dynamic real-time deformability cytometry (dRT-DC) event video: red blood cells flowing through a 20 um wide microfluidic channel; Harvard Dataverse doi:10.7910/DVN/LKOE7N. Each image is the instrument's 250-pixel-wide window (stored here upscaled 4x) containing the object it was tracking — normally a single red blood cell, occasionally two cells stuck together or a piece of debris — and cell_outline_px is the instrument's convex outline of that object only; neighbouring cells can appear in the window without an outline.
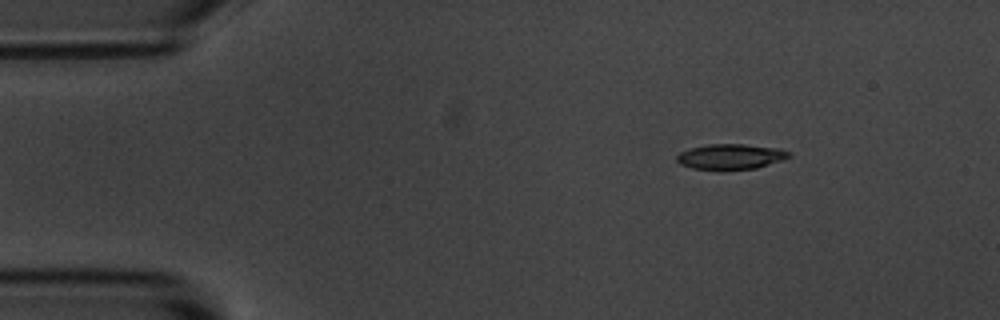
{"species": "common noctule bat (a hibernating species)", "species_latin": "Nyctalus noctula", "temperature_condition": "room temperature", "stored_images_in_passage": 4, "camera_frame_rate_fps": 3000, "um_per_image_px": 0.085, "animal": {"sex": "male", "body_mass_g": 20.1, "forearm_length_mm": 53.5}, "frame": {"image": 1, "passage_image": 1, "time_ms": 0.0, "image_size_px": [1000, 320], "cell_outline_px": [[792, 156], [784, 160], [756, 168], [720, 172], [692, 168], [680, 164], [676, 160], [676, 156], [680, 152], [688, 148], [708, 144], [744, 144], [776, 148], [792, 152]], "centroid_in_image_um": [62.09, 13.34], "position_along_channel_um": 22.9, "area_um2": 17.22}}